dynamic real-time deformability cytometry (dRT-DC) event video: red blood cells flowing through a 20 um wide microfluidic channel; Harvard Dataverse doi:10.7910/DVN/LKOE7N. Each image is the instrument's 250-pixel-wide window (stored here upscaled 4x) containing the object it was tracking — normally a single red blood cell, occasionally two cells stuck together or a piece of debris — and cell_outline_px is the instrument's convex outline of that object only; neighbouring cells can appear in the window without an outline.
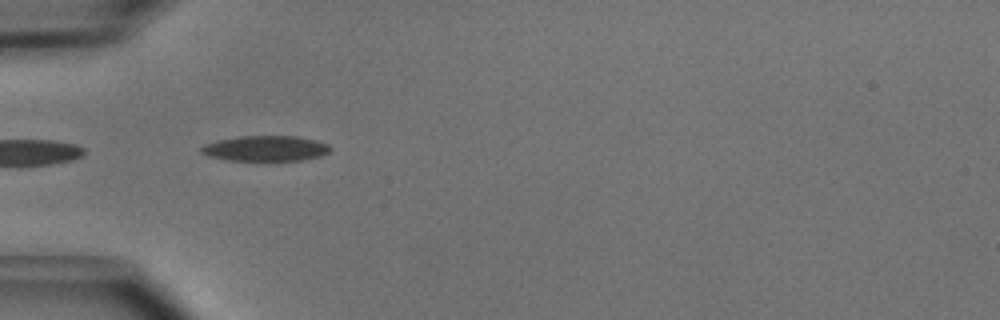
{"species": "common noctule bat (a hibernating species)", "species_latin": "Nyctalus noctula", "temperature_condition": "cold", "stored_images_in_passage": 15, "camera_frame_rate_fps": 3000, "um_per_image_px": 0.085, "animal": {"sex": "male", "body_mass_g": 15.6}, "frame": {"image": 1, "passage_image": 1, "time_ms": 0.0, "image_size_px": [1000, 320], "cell_outline_px": [[332, 148], [328, 152], [320, 156], [300, 160], [228, 160], [208, 156], [200, 152], [200, 148], [204, 144], [216, 140], [240, 136], [296, 136], [316, 140], [328, 144]], "centroid_in_image_um": [22.55, 12.61], "position_along_channel_um": 62.5, "area_um2": 19.07}}